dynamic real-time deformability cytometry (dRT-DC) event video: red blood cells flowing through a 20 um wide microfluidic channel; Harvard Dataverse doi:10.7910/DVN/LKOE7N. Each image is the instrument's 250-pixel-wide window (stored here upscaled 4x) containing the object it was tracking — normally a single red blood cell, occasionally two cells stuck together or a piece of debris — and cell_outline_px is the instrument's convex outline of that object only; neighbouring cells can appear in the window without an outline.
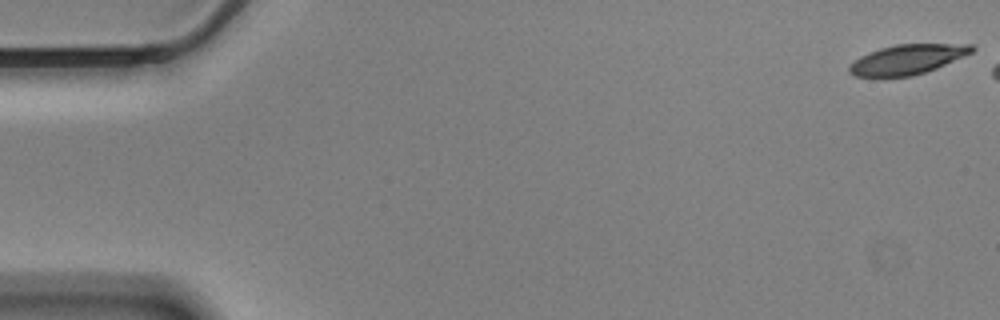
{"species": "Egyptian fruit bat (a non-hibernating species)", "species_latin": "Rousettus aegyptiacus", "temperature_condition": "cold", "stored_images_in_passage": 51, "camera_frame_rate_fps": 3000, "um_per_image_px": 0.085, "animal": {"sex": "male"}, "frame": {"image": 1, "passage_image": 1, "time_ms": 0.0, "image_size_px": [1000, 320], "cell_outline_px": [[976, 48], [972, 52], [964, 56], [936, 68], [912, 76], [884, 80], [880, 80], [852, 76], [848, 72], [848, 68], [860, 56], [880, 48], [896, 44], [972, 44]], "centroid_in_image_um": [77.05, 5.11], "position_along_channel_um": 8.0, "area_um2": 21.91}}
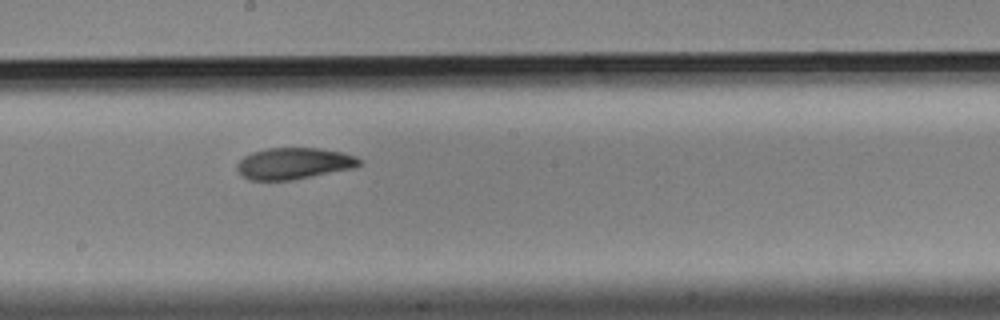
{"frame": {"image": 2, "passage_image": 32, "time_ms": 10.333, "image_size_px": [1000, 320], "cell_outline_px": [[364, 160], [356, 168], [292, 180], [252, 180], [240, 176], [236, 168], [236, 164], [244, 156], [252, 152], [268, 148], [320, 148], [340, 152], [356, 156]], "centroid_in_image_um": [24.99, 13.9], "position_along_channel_um": 223.2, "area_um2": 22.66}}
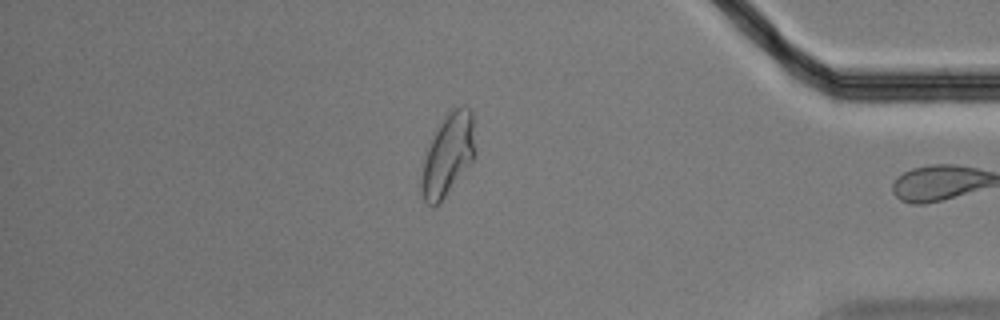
{"frame": {"image": 3, "passage_image": 50, "time_ms": 16.333, "image_size_px": [1000, 320], "cell_outline_px": [[476, 156], [440, 204], [432, 208], [424, 200], [420, 188], [420, 176], [424, 160], [428, 148], [440, 124], [448, 112], [452, 108], [460, 104], [468, 104], [472, 112], [476, 152]], "centroid_in_image_um": [38.1, 13.17], "position_along_channel_um": 397.1, "area_um2": 25.95}, "authors_computed_cell_mechanics": {"area_um2": 22.9466, "velocity_mm_per_s": 3.4448, "shape_relaxation_time_tau1_ms": 3.8957, "shape_relaxation_time_tau2_ms": 3.9133, "deformation_change_tau1": 0.1413, "deformation_change_tau2": 0.0684}}